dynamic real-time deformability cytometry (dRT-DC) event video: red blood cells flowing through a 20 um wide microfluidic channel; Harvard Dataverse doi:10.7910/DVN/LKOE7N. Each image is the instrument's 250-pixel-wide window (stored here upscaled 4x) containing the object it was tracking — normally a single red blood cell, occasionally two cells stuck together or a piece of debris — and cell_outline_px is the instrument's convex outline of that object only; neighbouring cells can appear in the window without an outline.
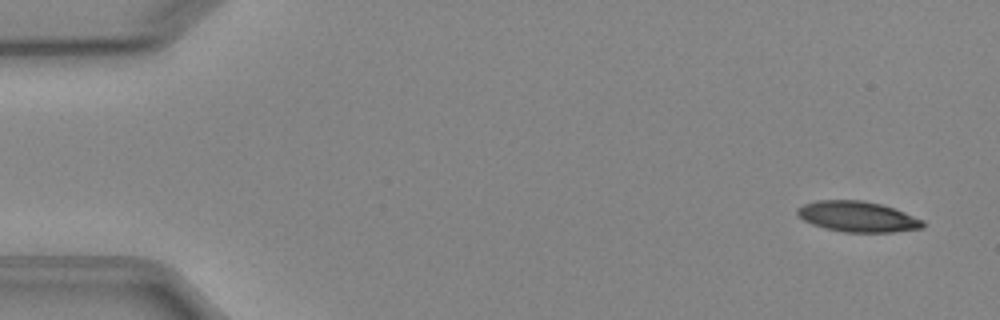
{"species": "Egyptian fruit bat (a non-hibernating species)", "species_latin": "Rousettus aegyptiacus", "temperature_condition": "cold", "stored_images_in_passage": 3, "camera_frame_rate_fps": 3000, "um_per_image_px": 0.085, "animal": {"sex": "female"}, "frame": {"image": 1, "passage_image": 1, "time_ms": 0.0, "image_size_px": [1000, 320], "cell_outline_px": [[924, 224], [920, 228], [892, 232], [844, 232], [824, 228], [812, 224], [804, 220], [796, 212], [796, 208], [804, 204], [816, 200], [864, 200], [880, 204], [904, 212], [924, 220]], "centroid_in_image_um": [72.86, 18.41], "position_along_channel_um": 12.1, "area_um2": 22.25}}